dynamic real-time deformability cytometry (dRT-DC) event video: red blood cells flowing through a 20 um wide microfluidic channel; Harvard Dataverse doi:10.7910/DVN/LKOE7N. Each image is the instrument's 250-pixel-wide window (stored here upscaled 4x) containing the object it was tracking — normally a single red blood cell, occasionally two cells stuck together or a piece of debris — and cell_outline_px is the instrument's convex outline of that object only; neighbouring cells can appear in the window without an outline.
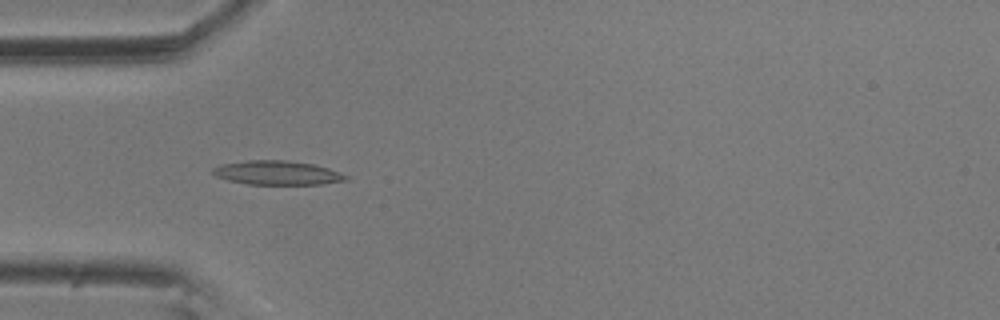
{"species": "common noctule bat (a hibernating species)", "species_latin": "Nyctalus noctula", "temperature_condition": "room temperature", "stored_images_in_passage": 5, "camera_frame_rate_fps": 3000, "um_per_image_px": 0.085, "animal": {"sex": "male", "body_mass_g": 20.5, "forearm_length_mm": 52.5}, "frame": {"image": 1, "passage_image": 4, "time_ms": 1.0, "image_size_px": [1000, 320], "cell_outline_px": [[348, 180], [320, 184], [248, 184], [228, 180], [216, 176], [212, 172], [212, 168], [220, 164], [248, 160], [288, 160], [312, 164], [328, 168], [340, 172], [348, 176]], "centroid_in_image_um": [23.55, 14.68], "position_along_channel_um": 61.4, "area_um2": 18.61}}
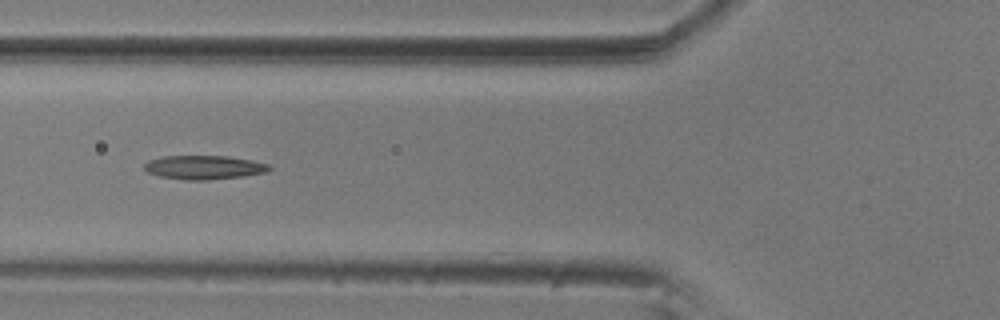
{"frame": {"image": 2, "passage_image": 5, "time_ms": 1.333, "image_size_px": [1000, 320], "cell_outline_px": [[272, 168], [264, 172], [240, 176], [204, 180], [184, 180], [160, 176], [148, 172], [144, 168], [144, 164], [148, 160], [164, 156], [228, 156], [252, 160], [268, 164]], "centroid_in_image_um": [17.3, 14.21], "position_along_channel_um": 108.5, "area_um2": 17.17}}